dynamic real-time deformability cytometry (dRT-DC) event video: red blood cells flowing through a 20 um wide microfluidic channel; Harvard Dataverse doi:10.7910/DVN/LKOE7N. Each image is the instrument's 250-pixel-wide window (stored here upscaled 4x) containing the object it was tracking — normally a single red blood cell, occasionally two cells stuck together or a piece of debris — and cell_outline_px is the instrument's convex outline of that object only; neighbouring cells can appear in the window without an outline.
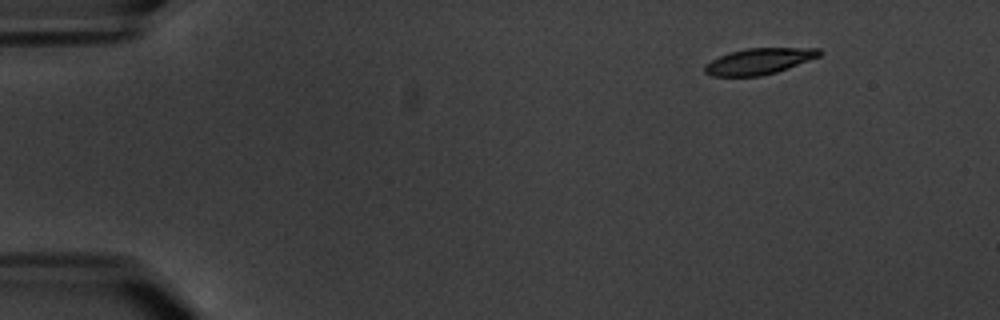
{"species": "common noctule bat (a hibernating species)", "species_latin": "Nyctalus noctula", "temperature_condition": "warm", "stored_images_in_passage": 5, "camera_frame_rate_fps": 3000, "um_per_image_px": 0.085, "animal": {"sex": "male", "body_mass_g": 20.1, "forearm_length_mm": 53.5}, "frame": {"image": 1, "passage_image": 2, "time_ms": 2.333, "image_size_px": [1000, 320], "cell_outline_px": [[820, 56], [776, 72], [760, 76], [712, 76], [704, 72], [704, 64], [728, 52], [744, 48], [820, 48]], "centroid_in_image_um": [64.47, 5.2], "position_along_channel_um": 20.5, "area_um2": 17.34}}